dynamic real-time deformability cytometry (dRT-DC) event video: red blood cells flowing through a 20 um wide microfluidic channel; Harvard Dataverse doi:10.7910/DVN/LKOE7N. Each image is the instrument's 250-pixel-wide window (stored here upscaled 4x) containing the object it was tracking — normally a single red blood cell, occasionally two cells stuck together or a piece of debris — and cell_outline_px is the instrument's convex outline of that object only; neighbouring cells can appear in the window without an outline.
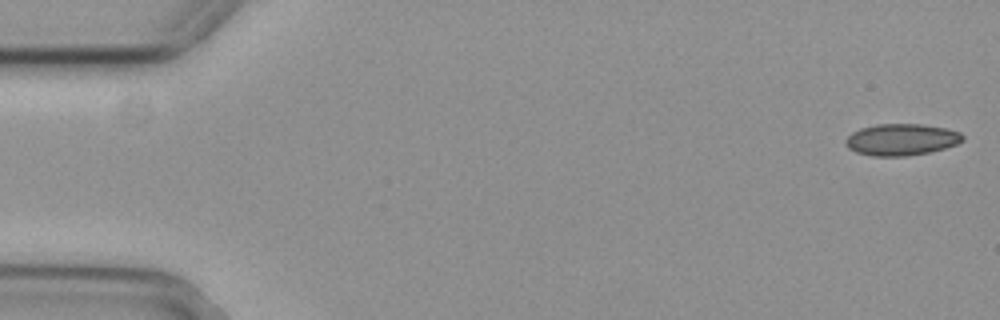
{"species": "common noctule bat (a hibernating species)", "species_latin": "Nyctalus noctula", "temperature_condition": "cold", "stored_images_in_passage": 52, "camera_frame_rate_fps": 3000, "um_per_image_px": 0.085, "animal": {"sex": "female", "body_mass_g": 29.2, "forearm_length_mm": 56.3}, "frame": {"image": 1, "passage_image": 1, "time_ms": 0.0, "image_size_px": [1000, 320], "cell_outline_px": [[964, 140], [956, 144], [944, 148], [928, 152], [908, 156], [872, 156], [856, 152], [848, 148], [844, 144], [844, 140], [852, 132], [860, 128], [876, 124], [920, 124], [944, 128], [960, 132], [964, 136]], "centroid_in_image_um": [76.58, 11.86], "position_along_channel_um": 8.4, "area_um2": 21.62}}
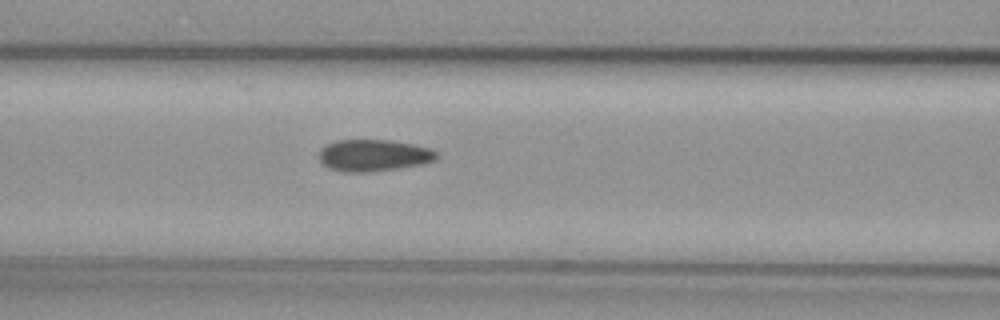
{"frame": {"image": 2, "passage_image": 22, "time_ms": 7.0, "image_size_px": [1000, 320], "cell_outline_px": [[440, 156], [436, 160], [424, 164], [372, 172], [340, 172], [328, 168], [320, 160], [320, 148], [336, 140], [392, 140], [412, 144], [428, 148], [436, 152]], "centroid_in_image_um": [31.77, 13.21], "position_along_channel_um": 134.8, "area_um2": 21.91}}
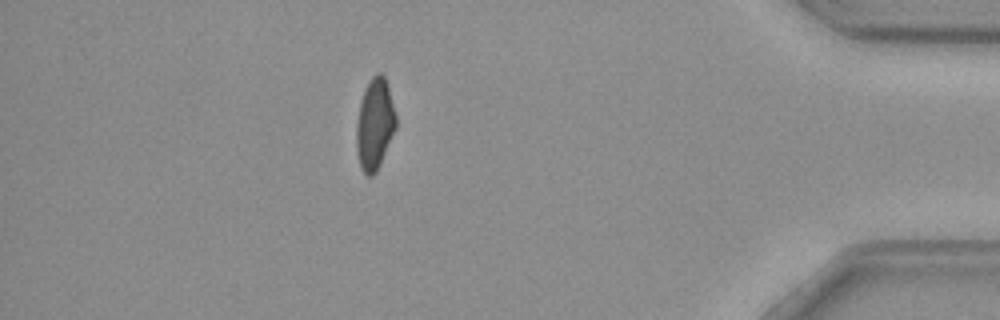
{"frame": {"image": 3, "passage_image": 47, "time_ms": 15.333, "image_size_px": [1000, 320], "cell_outline_px": [[396, 128], [380, 164], [376, 172], [372, 176], [368, 176], [360, 168], [356, 148], [356, 124], [360, 104], [364, 88], [368, 80], [376, 72], [380, 72], [384, 76], [388, 88], [396, 116]], "centroid_in_image_um": [31.84, 10.54], "position_along_channel_um": 403.4, "area_um2": 20.98}, "authors_computed_cell_mechanics": {"area_um2": 21.8773, "velocity_mm_per_s": 3.7998, "shape_relaxation_time_tau1_ms": 8.7819, "shape_relaxation_time_tau2_ms": 11.2588, "deformation_change_tau1": 0.1481, "deformation_change_tau2": 0.1005}}